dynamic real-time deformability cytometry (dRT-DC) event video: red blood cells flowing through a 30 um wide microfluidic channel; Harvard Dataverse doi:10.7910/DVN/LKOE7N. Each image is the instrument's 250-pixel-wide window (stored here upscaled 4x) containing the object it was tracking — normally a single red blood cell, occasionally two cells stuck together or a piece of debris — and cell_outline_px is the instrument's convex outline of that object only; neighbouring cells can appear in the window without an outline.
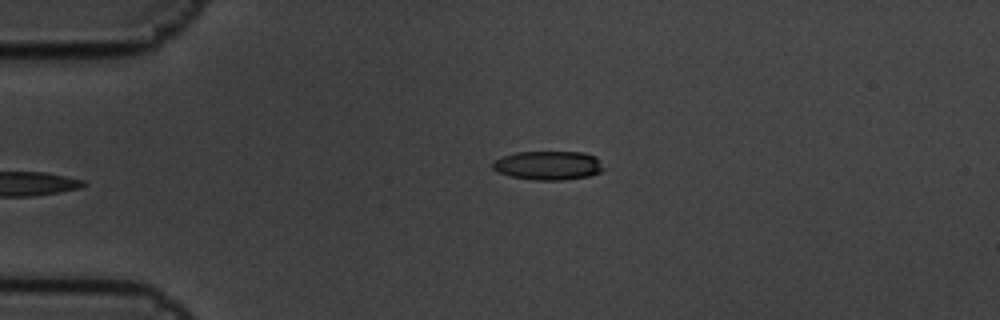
{"species": "common noctule bat (a hibernating species)", "species_latin": "Nyctalus noctula", "temperature_condition": "cold", "stored_images_in_passage": 2, "camera_frame_rate_fps": 3000, "um_per_image_px": 0.085, "animal": {"sex": "male", "body_mass_g": 19.5, "forearm_length_mm": 54.6}, "frame": {"image": 1, "passage_image": 2, "time_ms": 0.333, "image_size_px": [1000, 320], "cell_outline_px": [[604, 168], [600, 172], [588, 176], [560, 180], [536, 180], [512, 176], [496, 172], [492, 168], [492, 164], [496, 160], [504, 156], [516, 152], [584, 152], [596, 156]], "centroid_in_image_um": [46.6, 14.05], "position_along_channel_um": 38.4, "area_um2": 18.55}}